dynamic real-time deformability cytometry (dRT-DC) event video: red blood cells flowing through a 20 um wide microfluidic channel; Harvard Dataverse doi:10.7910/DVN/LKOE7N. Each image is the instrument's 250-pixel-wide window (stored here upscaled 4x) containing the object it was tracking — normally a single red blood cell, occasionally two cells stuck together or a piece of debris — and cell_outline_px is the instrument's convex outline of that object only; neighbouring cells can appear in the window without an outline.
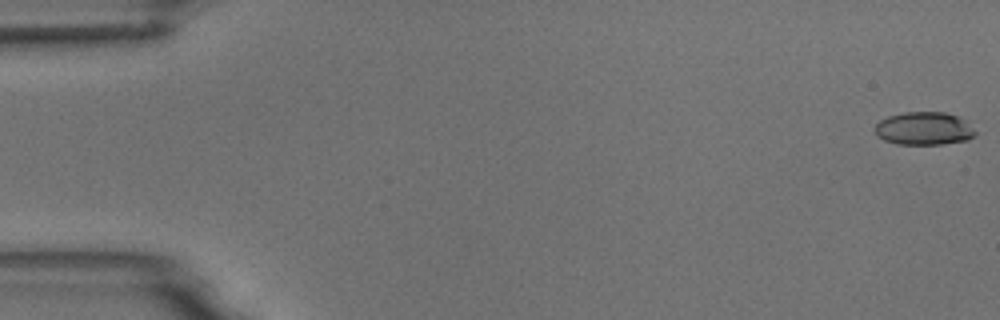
{"species": "common noctule bat (a hibernating species)", "species_latin": "Nyctalus noctula", "temperature_condition": "room temperature", "stored_images_in_passage": 15, "camera_frame_rate_fps": 3000, "um_per_image_px": 0.085, "animal": {"sex": "male", "body_mass_g": 18.8}, "frame": {"image": 1, "passage_image": 1, "time_ms": 0.0, "image_size_px": [1000, 320], "cell_outline_px": [[976, 132], [968, 140], [940, 144], [896, 144], [884, 140], [876, 136], [876, 124], [880, 120], [888, 116], [904, 112], [944, 112], [956, 116], [964, 120]], "centroid_in_image_um": [78.5, 10.92], "position_along_channel_um": 6.5, "area_um2": 19.13}}